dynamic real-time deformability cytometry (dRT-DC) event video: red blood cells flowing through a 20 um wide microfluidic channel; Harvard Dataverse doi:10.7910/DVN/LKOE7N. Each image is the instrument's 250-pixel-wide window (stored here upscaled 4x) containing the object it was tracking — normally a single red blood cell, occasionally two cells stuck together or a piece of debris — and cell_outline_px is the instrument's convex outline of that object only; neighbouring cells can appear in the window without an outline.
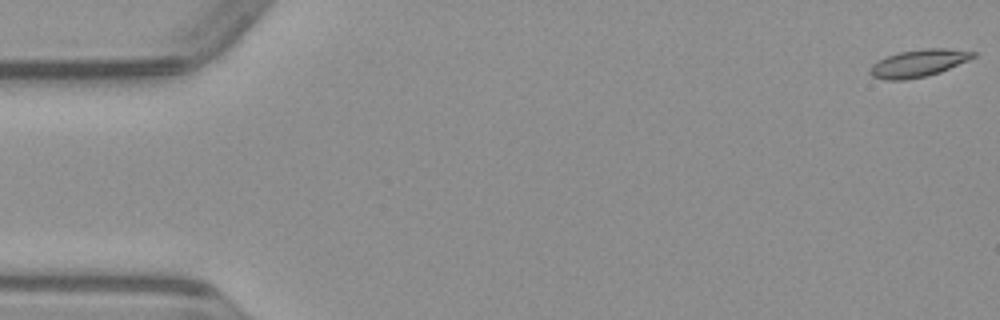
{"species": "common noctule bat (a hibernating species)", "species_latin": "Nyctalus noctula", "temperature_condition": "warm", "stored_images_in_passage": 51, "camera_frame_rate_fps": 3000, "um_per_image_px": 0.085, "animal": {"sex": "male", "body_mass_g": 23.1, "forearm_length_mm": 52.7}, "frame": {"image": 1, "passage_image": 1, "time_ms": 0.0, "image_size_px": [1000, 320], "cell_outline_px": [[976, 56], [968, 60], [940, 72], [928, 76], [904, 80], [884, 80], [872, 76], [868, 72], [872, 64], [888, 56], [900, 52], [924, 48], [944, 48], [976, 52]], "centroid_in_image_um": [78.06, 5.38], "position_along_channel_um": 6.9, "area_um2": 16.36}}
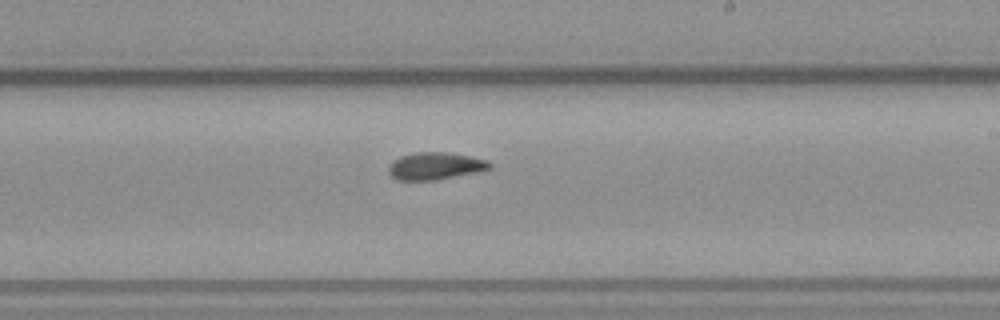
{"frame": {"image": 2, "passage_image": 30, "time_ms": 9.667, "image_size_px": [1000, 320], "cell_outline_px": [[492, 168], [480, 172], [436, 180], [396, 180], [388, 172], [388, 164], [392, 160], [400, 156], [416, 152], [444, 152], [468, 156], [488, 160], [492, 164]], "centroid_in_image_um": [36.99, 14.11], "position_along_channel_um": 252.0, "area_um2": 16.3}}
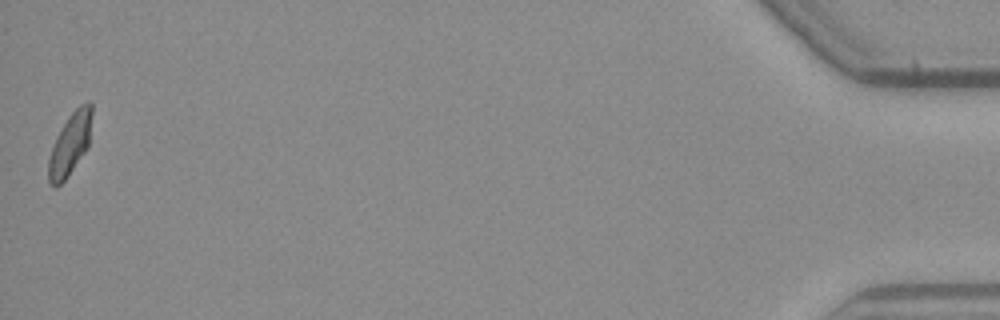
{"frame": {"image": 3, "passage_image": 51, "time_ms": 16.667, "image_size_px": [1000, 320], "cell_outline_px": [[92, 112], [88, 148], [64, 180], [56, 188], [48, 180], [48, 160], [56, 136], [68, 116], [80, 104], [88, 100], [92, 104]], "centroid_in_image_um": [5.96, 12.21], "position_along_channel_um": 429.2, "area_um2": 15.61}}